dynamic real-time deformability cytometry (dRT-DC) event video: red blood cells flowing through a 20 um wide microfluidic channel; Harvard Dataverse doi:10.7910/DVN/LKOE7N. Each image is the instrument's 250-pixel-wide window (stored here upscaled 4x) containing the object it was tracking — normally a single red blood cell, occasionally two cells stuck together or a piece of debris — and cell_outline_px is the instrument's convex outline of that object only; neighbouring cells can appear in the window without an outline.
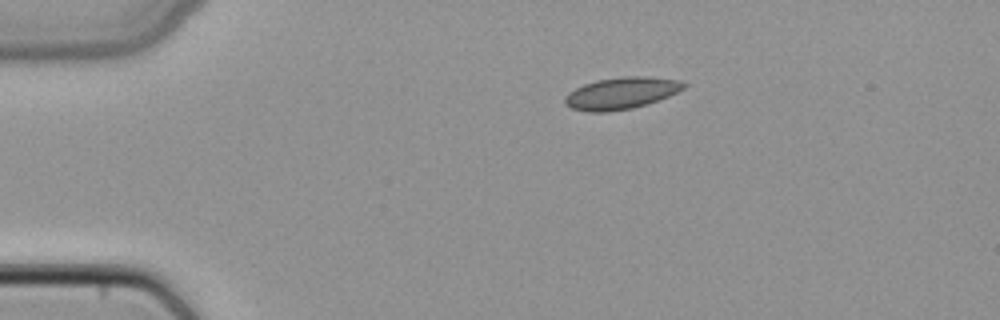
{"species": "common noctule bat (a hibernating species)", "species_latin": "Nyctalus noctula", "temperature_condition": "cold", "stored_images_in_passage": 40, "camera_frame_rate_fps": 3000, "um_per_image_px": 0.085, "animal": {"sex": "female", "body_mass_g": 22.7, "forearm_length_mm": 54.2}, "frame": {"image": 1, "passage_image": 1, "time_ms": 0.0, "image_size_px": [1000, 320], "cell_outline_px": [[688, 84], [684, 88], [668, 96], [632, 108], [608, 112], [588, 112], [572, 108], [564, 104], [564, 96], [568, 92], [584, 84], [596, 80], [624, 76], [644, 76], [680, 80]], "centroid_in_image_um": [52.77, 7.91], "position_along_channel_um": 32.2, "area_um2": 21.96}}
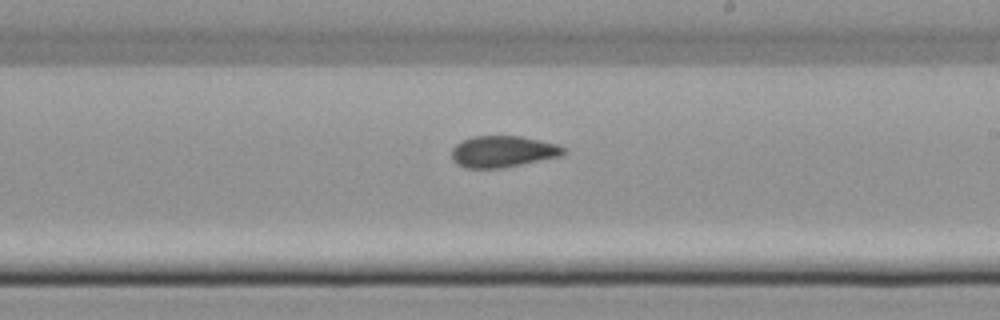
{"frame": {"image": 2, "passage_image": 20, "time_ms": 6.333, "image_size_px": [1000, 320], "cell_outline_px": [[568, 152], [560, 156], [500, 168], [464, 168], [456, 164], [452, 160], [452, 148], [456, 144], [472, 136], [520, 136], [540, 140], [556, 144], [568, 148]], "centroid_in_image_um": [42.74, 12.88], "position_along_channel_um": 246.3, "area_um2": 20.52}}
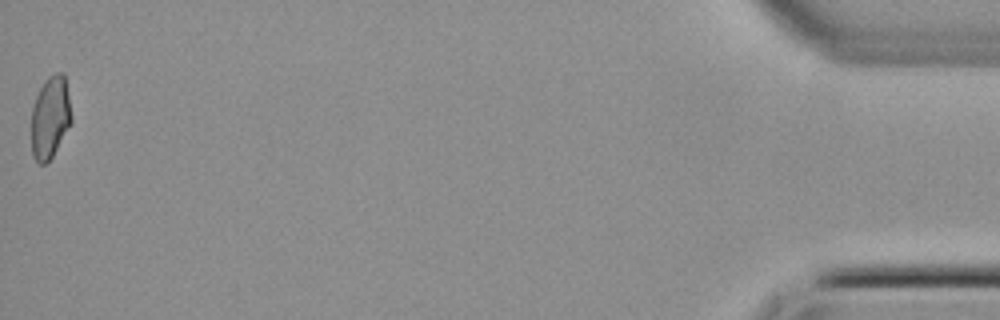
{"frame": {"image": 3, "passage_image": 40, "time_ms": 13.0, "image_size_px": [1000, 320], "cell_outline_px": [[72, 120], [52, 156], [44, 164], [40, 164], [32, 156], [32, 108], [36, 96], [44, 80], [48, 76], [56, 72], [64, 72], [72, 116]], "centroid_in_image_um": [4.26, 9.93], "position_along_channel_um": 430.9, "area_um2": 19.02}}